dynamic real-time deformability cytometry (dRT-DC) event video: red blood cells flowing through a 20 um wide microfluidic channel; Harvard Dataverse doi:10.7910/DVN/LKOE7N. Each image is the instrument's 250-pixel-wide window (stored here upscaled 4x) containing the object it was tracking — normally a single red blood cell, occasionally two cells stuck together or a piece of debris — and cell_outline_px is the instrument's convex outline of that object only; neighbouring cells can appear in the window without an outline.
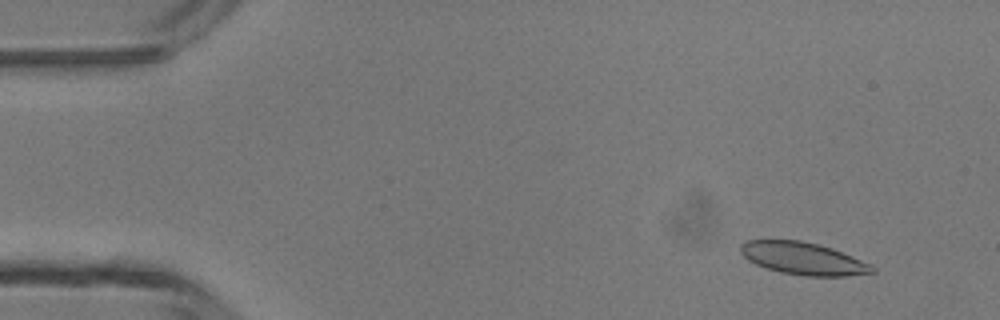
{"species": "common noctule bat (a hibernating species)", "species_latin": "Nyctalus noctula", "temperature_condition": "room temperature", "stored_images_in_passage": 47, "camera_frame_rate_fps": 3000, "um_per_image_px": 0.085, "animal": {"sex": "male", "body_mass_g": 13.3}, "frame": {"image": 1, "passage_image": 4, "time_ms": 1.0, "image_size_px": [1000, 320], "cell_outline_px": [[876, 272], [848, 276], [808, 276], [780, 272], [756, 264], [748, 260], [740, 252], [740, 244], [748, 240], [800, 240], [832, 248], [872, 264], [876, 268]], "centroid_in_image_um": [68.3, 21.97], "position_along_channel_um": 16.7, "area_um2": 24.8}}
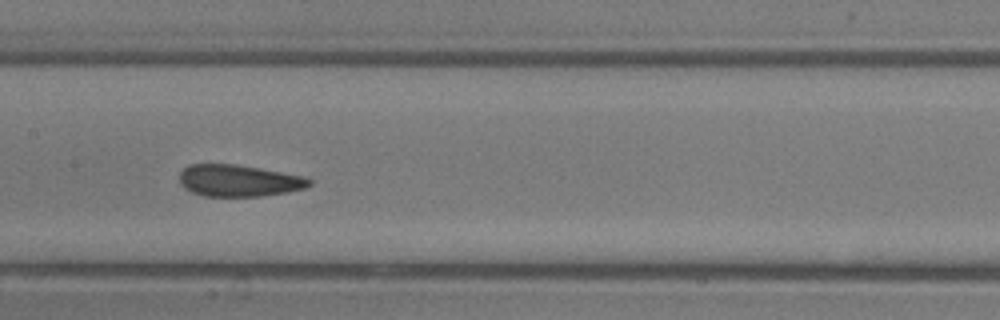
{"frame": {"image": 2, "passage_image": 23, "time_ms": 7.333, "image_size_px": [1000, 320], "cell_outline_px": [[312, 184], [304, 188], [288, 192], [260, 196], [204, 196], [192, 192], [184, 188], [180, 184], [180, 172], [188, 164], [236, 164], [308, 176], [312, 180]], "centroid_in_image_um": [20.33, 15.34], "position_along_channel_um": 187.1, "area_um2": 24.28}}
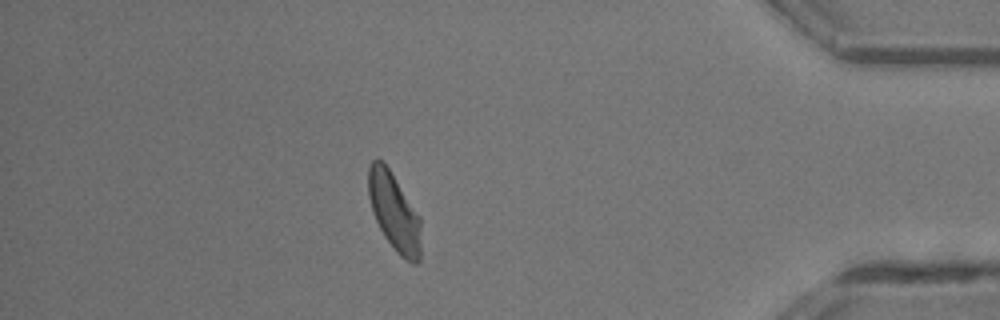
{"frame": {"image": 3, "passage_image": 41, "time_ms": 13.333, "image_size_px": [1000, 320], "cell_outline_px": [[420, 260], [416, 264], [412, 264], [400, 256], [396, 252], [384, 236], [372, 212], [368, 196], [368, 168], [372, 160], [380, 160], [388, 168], [420, 216]], "centroid_in_image_um": [33.5, 18.05], "position_along_channel_um": 401.7, "area_um2": 23.7}, "authors_computed_cell_mechanics": {"area_um2": 24.276, "velocity_mm_per_s": 4.3155, "shape_relaxation_time_tau1_ms": 3.8581, "shape_relaxation_time_tau2_ms": 1.2149, "deformation_change_tau1": 0.1201, "deformation_change_tau2": 0.0739}}